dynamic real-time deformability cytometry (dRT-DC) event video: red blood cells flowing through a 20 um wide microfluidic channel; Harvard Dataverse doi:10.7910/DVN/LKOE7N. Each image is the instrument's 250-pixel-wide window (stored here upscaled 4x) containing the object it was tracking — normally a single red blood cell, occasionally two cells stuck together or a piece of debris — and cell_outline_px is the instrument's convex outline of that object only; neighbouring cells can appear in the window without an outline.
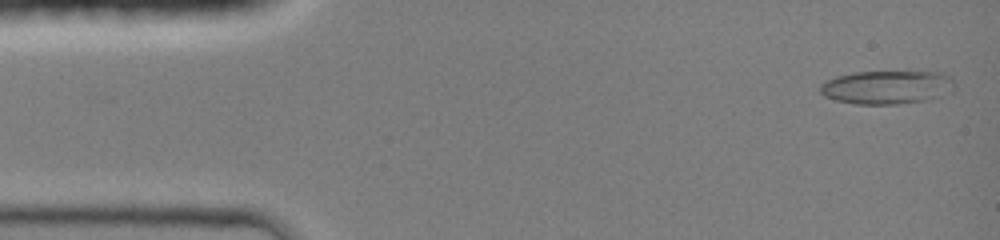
{"species": "common noctule bat (a hibernating species)", "species_latin": "Nyctalus noctula", "temperature_condition": "room temperature", "stored_images_in_passage": 36, "camera_frame_rate_fps": 3000, "um_per_image_px": 0.085, "animal": {"sex": "female", "body_mass_g": 19.0, "forearm_length_mm": 51.5}, "frame": {"image": 1, "passage_image": 2, "time_ms": 0.333, "image_size_px": [1000, 240], "cell_outline_px": [[956, 84], [952, 92], [928, 100], [896, 104], [856, 104], [836, 100], [824, 96], [820, 92], [820, 84], [836, 76], [856, 72], [940, 72], [952, 76]], "centroid_in_image_um": [75.44, 7.41], "position_along_channel_um": 9.6, "area_um2": 26.41}}
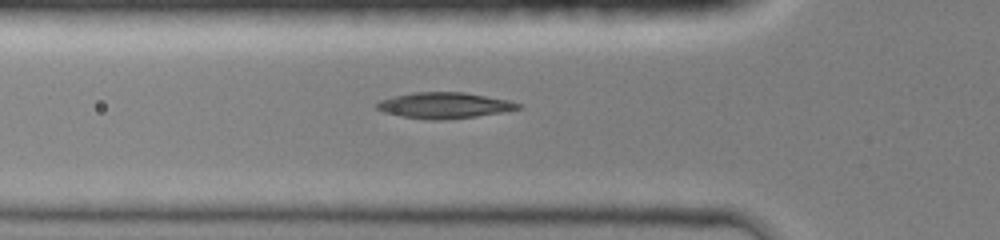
{"frame": {"image": 2, "passage_image": 23, "time_ms": 4.667, "image_size_px": [1000, 240], "cell_outline_px": [[524, 108], [504, 112], [476, 116], [440, 120], [432, 120], [400, 116], [384, 112], [376, 108], [376, 104], [380, 100], [412, 92], [464, 92], [508, 100], [520, 104]], "centroid_in_image_um": [37.79, 8.96], "position_along_channel_um": 88.0, "area_um2": 21.27}}
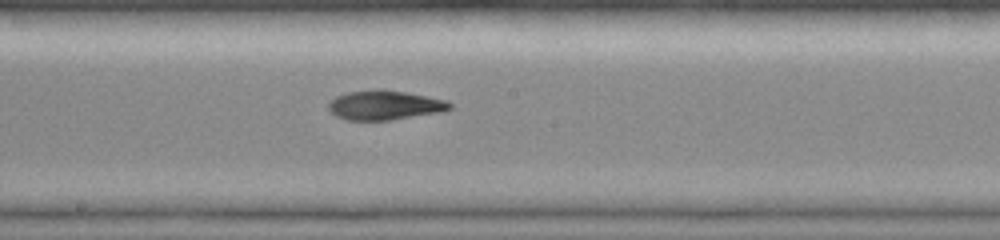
{"frame": {"image": 3, "passage_image": 36, "time_ms": 7.667, "image_size_px": [1000, 240], "cell_outline_px": [[452, 108], [440, 112], [392, 120], [344, 120], [336, 116], [328, 108], [328, 104], [336, 96], [348, 92], [376, 88], [380, 88], [408, 92], [428, 96], [444, 100], [452, 104]], "centroid_in_image_um": [32.69, 8.93], "position_along_channel_um": 215.5, "area_um2": 20.98}}